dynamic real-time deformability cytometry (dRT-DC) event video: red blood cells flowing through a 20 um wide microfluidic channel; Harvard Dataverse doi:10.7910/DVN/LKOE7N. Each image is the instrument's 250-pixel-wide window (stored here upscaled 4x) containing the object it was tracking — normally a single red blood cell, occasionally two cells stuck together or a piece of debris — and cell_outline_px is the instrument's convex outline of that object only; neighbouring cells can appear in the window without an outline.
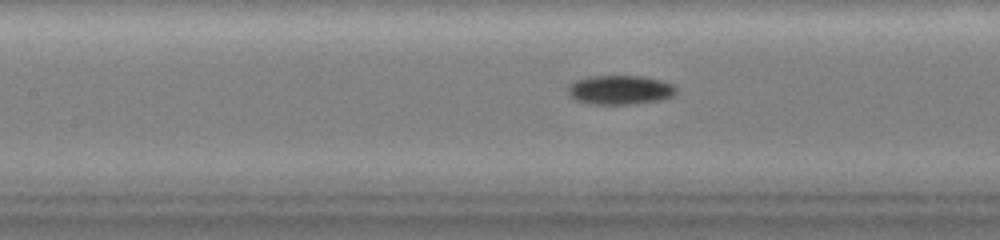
{"species": "common noctule bat (a hibernating species)", "species_latin": "Nyctalus noctula", "temperature_condition": "warm", "stored_images_in_passage": 59, "camera_frame_rate_fps": 3000, "um_per_image_px": 0.085, "animal": {"sex": "female", "body_mass_g": 19.0, "forearm_length_mm": 51.5}, "frame": {"image": 1, "passage_image": 21, "time_ms": 6.667, "image_size_px": [1000, 240], "cell_outline_px": [[676, 92], [672, 96], [664, 100], [632, 104], [588, 104], [576, 100], [568, 96], [568, 84], [576, 80], [588, 76], [644, 76], [664, 80], [676, 84]], "centroid_in_image_um": [52.73, 7.64], "position_along_channel_um": 154.7, "area_um2": 18.9}}
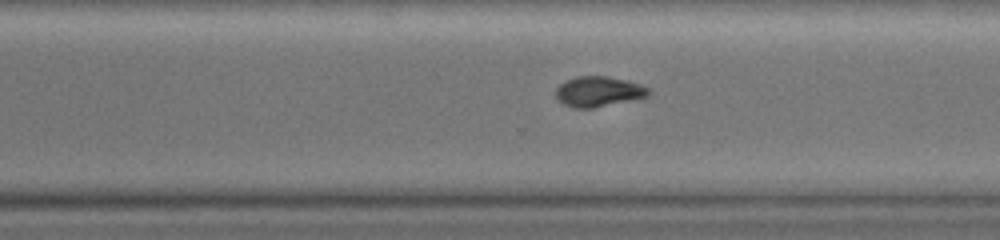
{"frame": {"image": 2, "passage_image": 39, "time_ms": 12.667, "image_size_px": [1000, 240], "cell_outline_px": [[652, 92], [648, 96], [592, 108], [576, 108], [564, 104], [556, 96], [556, 88], [564, 80], [576, 76], [608, 76], [628, 80], [640, 84], [648, 88]], "centroid_in_image_um": [50.87, 7.76], "position_along_channel_um": 319.7, "area_um2": 16.3}}
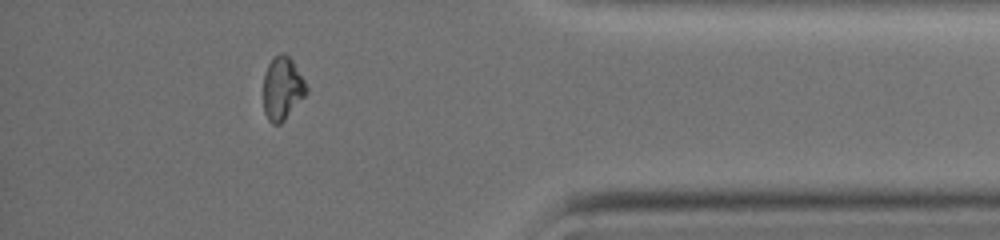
{"frame": {"image": 3, "passage_image": 51, "time_ms": 16.667, "image_size_px": [1000, 240], "cell_outline_px": [[308, 92], [284, 120], [280, 124], [272, 124], [268, 120], [264, 112], [264, 72], [268, 64], [280, 52], [284, 52], [292, 60], [304, 80], [308, 88]], "centroid_in_image_um": [24.0, 7.51], "position_along_channel_um": 411.2, "area_um2": 15.72}, "authors_computed_cell_mechanics": {"area_um2": 17.8602, "velocity_mm_per_s": 2.7573, "shape_relaxation_time_tau1_ms": 7.8734, "shape_relaxation_time_tau2_ms": null, "deformation_change_tau1": 0.1761, "deformation_change_tau2": null}}